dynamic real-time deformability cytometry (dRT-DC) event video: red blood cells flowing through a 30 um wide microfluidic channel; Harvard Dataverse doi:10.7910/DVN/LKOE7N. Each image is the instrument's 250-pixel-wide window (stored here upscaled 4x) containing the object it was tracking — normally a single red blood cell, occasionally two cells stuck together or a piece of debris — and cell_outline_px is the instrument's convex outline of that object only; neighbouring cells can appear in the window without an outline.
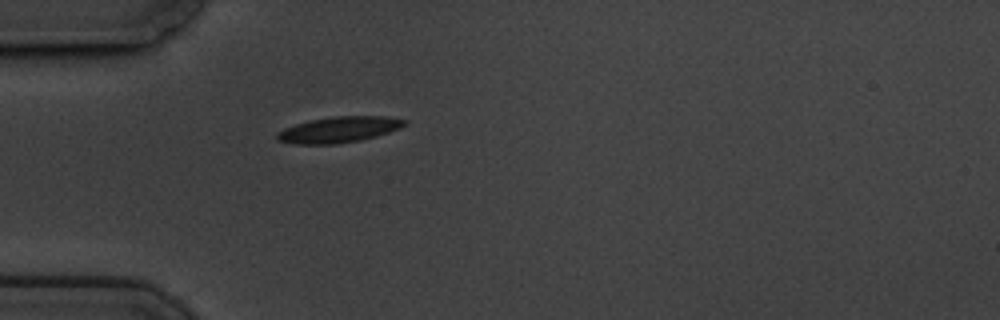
{"species": "common noctule bat (a hibernating species)", "species_latin": "Nyctalus noctula", "temperature_condition": "cold", "stored_images_in_passage": 43, "camera_frame_rate_fps": 3000, "um_per_image_px": 0.085, "animal": {"sex": "male", "body_mass_g": 19.5, "forearm_length_mm": 54.6}, "frame": {"image": 1, "passage_image": 1, "time_ms": 0.0, "image_size_px": [1000, 320], "cell_outline_px": [[408, 124], [400, 128], [376, 136], [360, 140], [336, 144], [296, 144], [276, 140], [276, 132], [284, 128], [296, 124], [312, 120], [332, 116], [384, 116], [408, 120]], "centroid_in_image_um": [28.81, 11.01], "position_along_channel_um": 56.2, "area_um2": 19.25}}
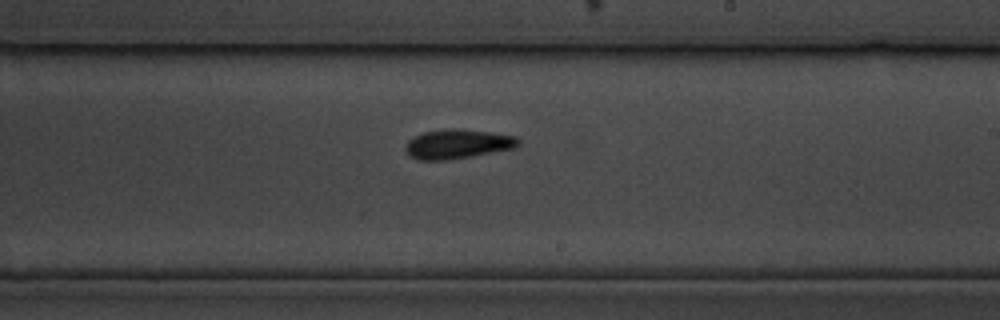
{"frame": {"image": 2, "passage_image": 19, "time_ms": 6.0, "image_size_px": [1000, 320], "cell_outline_px": [[520, 144], [516, 148], [472, 156], [448, 160], [416, 160], [408, 156], [404, 148], [408, 140], [424, 132], [444, 128], [460, 128], [492, 132], [516, 136], [520, 140]], "centroid_in_image_um": [38.9, 12.24], "position_along_channel_um": 250.1, "area_um2": 19.71}}
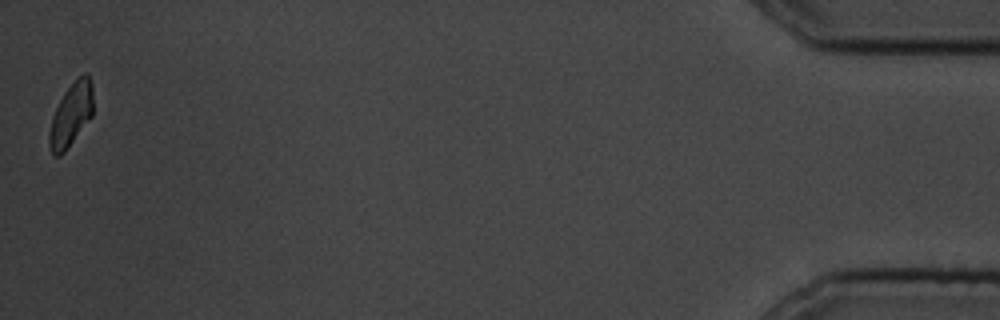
{"frame": {"image": 3, "passage_image": 43, "time_ms": 14.0, "image_size_px": [1000, 320], "cell_outline_px": [[92, 116], [64, 152], [60, 156], [56, 156], [52, 152], [48, 144], [48, 136], [52, 116], [64, 92], [84, 72], [88, 72], [92, 84]], "centroid_in_image_um": [6.03, 9.74], "position_along_channel_um": 429.2, "area_um2": 15.95}, "authors_computed_cell_mechanics": {"area_um2": 18.5538, "velocity_mm_per_s": 3.3436, "shape_relaxation_time_tau1_ms": 3.6429, "shape_relaxation_time_tau2_ms": 5.9003, "deformation_change_tau1": 0.0966, "deformation_change_tau2": 0.0952}}